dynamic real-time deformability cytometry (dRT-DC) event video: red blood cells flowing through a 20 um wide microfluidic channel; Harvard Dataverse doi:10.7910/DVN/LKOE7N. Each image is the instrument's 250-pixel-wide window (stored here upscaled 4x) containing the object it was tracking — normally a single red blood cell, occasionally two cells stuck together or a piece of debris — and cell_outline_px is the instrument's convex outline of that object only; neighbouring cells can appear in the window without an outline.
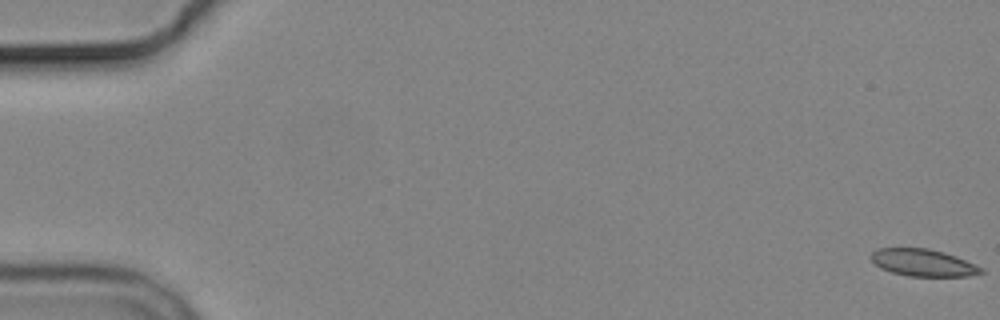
{"species": "common noctule bat (a hibernating species)", "species_latin": "Nyctalus noctula", "temperature_condition": "cold", "stored_images_in_passage": 6, "camera_frame_rate_fps": 3000, "um_per_image_px": 0.085, "animal": {"sex": "male", "body_mass_g": 19.2, "forearm_length_mm": 51.8}, "frame": {"image": 1, "passage_image": 1, "time_ms": 0.0, "image_size_px": [1000, 320], "cell_outline_px": [[984, 272], [972, 276], [908, 276], [892, 272], [880, 268], [872, 260], [872, 252], [876, 248], [928, 248], [944, 252], [956, 256], [984, 268]], "centroid_in_image_um": [78.49, 22.33], "position_along_channel_um": 6.5, "area_um2": 17.4}}
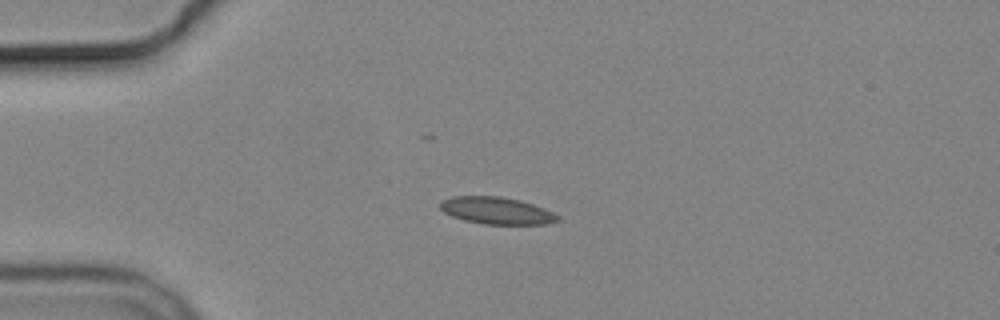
{"frame": {"image": 2, "passage_image": 5, "time_ms": 4.667, "image_size_px": [1000, 320], "cell_outline_px": [[560, 220], [544, 224], [484, 224], [464, 220], [452, 216], [444, 212], [440, 208], [440, 200], [452, 196], [500, 196], [520, 200], [544, 208], [560, 216]], "centroid_in_image_um": [42.19, 17.9], "position_along_channel_um": 42.8, "area_um2": 18.55}}